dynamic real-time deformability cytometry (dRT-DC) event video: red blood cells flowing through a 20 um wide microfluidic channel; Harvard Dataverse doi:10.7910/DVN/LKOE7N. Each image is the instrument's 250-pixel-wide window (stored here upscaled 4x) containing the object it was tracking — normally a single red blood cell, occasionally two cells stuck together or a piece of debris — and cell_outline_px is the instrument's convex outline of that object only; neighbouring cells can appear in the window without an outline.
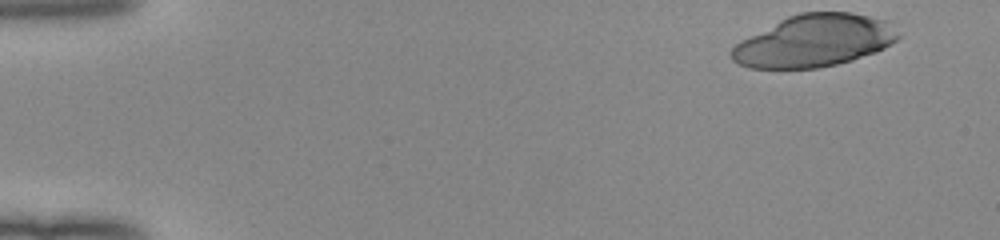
{"species": "human", "species_latin": "Homo sapiens", "temperature_condition": "room temperature", "stored_images_in_passage": 37, "camera_frame_rate_fps": 3000, "um_per_image_px": 0.085, "donor": {"sex": "female"}, "frame": {"image": 1, "passage_image": 1, "time_ms": 0.0, "image_size_px": [1000, 240], "cell_outline_px": [[900, 36], [892, 44], [876, 52], [852, 60], [836, 64], [816, 68], [748, 68], [732, 60], [728, 56], [728, 52], [740, 40], [788, 16], [800, 12], [852, 12], [888, 20]], "centroid_in_image_um": [69.2, 3.47], "position_along_channel_um": 15.8, "area_um2": 50.75}}